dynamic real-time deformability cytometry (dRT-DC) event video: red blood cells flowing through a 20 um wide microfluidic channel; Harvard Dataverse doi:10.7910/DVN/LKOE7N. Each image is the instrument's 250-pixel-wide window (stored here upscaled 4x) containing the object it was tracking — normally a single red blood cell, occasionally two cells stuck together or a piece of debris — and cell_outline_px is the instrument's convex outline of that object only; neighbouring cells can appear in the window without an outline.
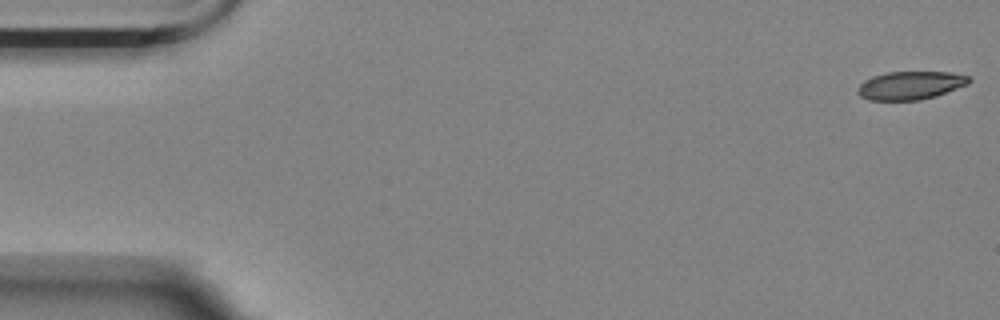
{"species": "Egyptian fruit bat (a non-hibernating species)", "species_latin": "Rousettus aegyptiacus", "temperature_condition": "room temperature", "stored_images_in_passage": 6, "camera_frame_rate_fps": 3000, "um_per_image_px": 0.085, "animal": {"sex": "female"}, "frame": {"image": 1, "passage_image": 1, "time_ms": 0.0, "image_size_px": [1000, 320], "cell_outline_px": [[972, 80], [968, 84], [936, 96], [920, 100], [868, 100], [860, 96], [856, 92], [856, 88], [864, 80], [872, 76], [888, 72], [952, 72], [968, 76]], "centroid_in_image_um": [77.36, 7.26], "position_along_channel_um": 7.6, "area_um2": 18.44}}